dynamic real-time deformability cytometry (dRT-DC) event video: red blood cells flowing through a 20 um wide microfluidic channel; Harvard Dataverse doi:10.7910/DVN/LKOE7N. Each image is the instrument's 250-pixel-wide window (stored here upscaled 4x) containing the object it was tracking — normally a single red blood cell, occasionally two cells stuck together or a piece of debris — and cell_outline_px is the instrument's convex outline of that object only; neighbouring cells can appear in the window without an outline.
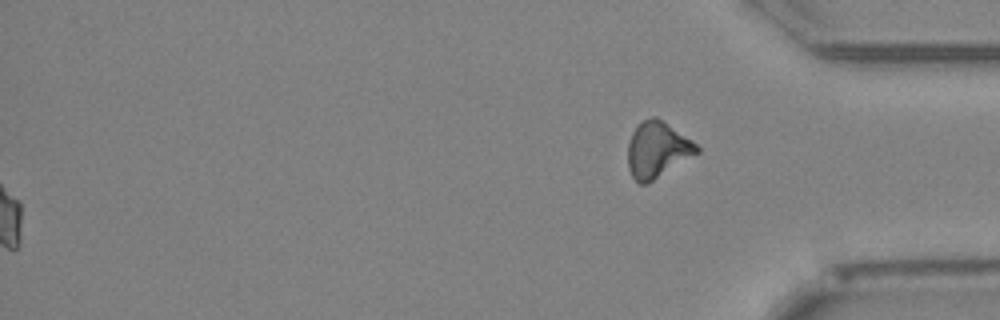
{"species": "Egyptian fruit bat (a non-hibernating species)", "species_latin": "Rousettus aegyptiacus", "temperature_condition": "cold", "stored_images_in_passage": 52, "segment_of_instrument_passage": [2, 2], "camera_frame_rate_fps": 3000, "um_per_image_px": 0.085, "animal": {"sex": "female"}, "frame": {"image": 1, "passage_image": 52, "time_ms": 17.0, "image_size_px": [1000, 320], "cell_outline_px": [[700, 148], [696, 152], [652, 180], [644, 184], [640, 184], [632, 176], [628, 164], [628, 148], [632, 136], [636, 128], [644, 120], [660, 120], [696, 144]], "centroid_in_image_um": [55.82, 12.76], "position_along_channel_um": 379.4, "area_um2": 20.75}}